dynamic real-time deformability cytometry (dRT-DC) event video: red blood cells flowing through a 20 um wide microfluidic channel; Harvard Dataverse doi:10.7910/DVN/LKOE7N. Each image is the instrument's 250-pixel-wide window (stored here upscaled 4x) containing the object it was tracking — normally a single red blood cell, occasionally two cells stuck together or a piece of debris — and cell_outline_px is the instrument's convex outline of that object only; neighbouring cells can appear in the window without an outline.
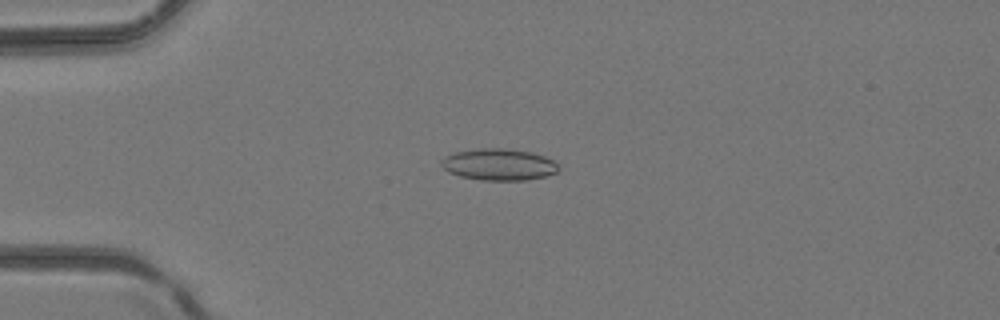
{"species": "common noctule bat (a hibernating species)", "species_latin": "Nyctalus noctula", "temperature_condition": "room temperature", "stored_images_in_passage": 2, "camera_frame_rate_fps": 3000, "um_per_image_px": 0.085, "animal": {"sex": "female", "body_mass_g": 24.6, "forearm_length_mm": 56.2}, "frame": {"image": 1, "passage_image": 2, "time_ms": 0.333, "image_size_px": [1000, 320], "cell_outline_px": [[560, 168], [556, 172], [544, 176], [528, 180], [480, 180], [460, 176], [448, 172], [440, 164], [440, 160], [444, 156], [456, 152], [476, 148], [500, 148], [532, 152], [544, 156], [552, 160]], "centroid_in_image_um": [42.36, 13.98], "position_along_channel_um": 42.6, "area_um2": 21.62}}